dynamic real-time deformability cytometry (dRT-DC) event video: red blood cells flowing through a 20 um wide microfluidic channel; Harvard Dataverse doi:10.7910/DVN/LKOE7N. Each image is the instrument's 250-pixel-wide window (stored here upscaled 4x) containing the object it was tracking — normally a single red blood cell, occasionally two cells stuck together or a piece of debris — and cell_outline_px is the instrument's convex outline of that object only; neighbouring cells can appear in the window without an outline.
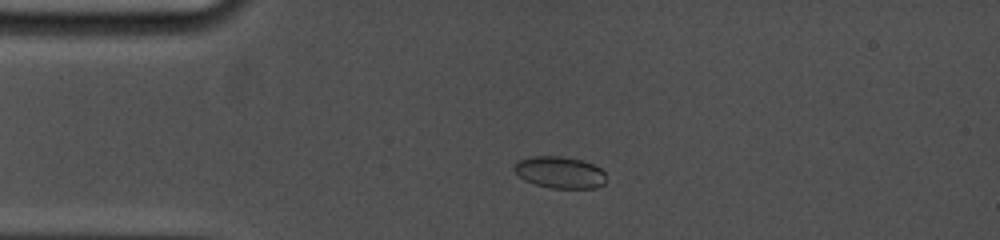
{"species": "common noctule bat (a hibernating species)", "species_latin": "Nyctalus noctula", "temperature_condition": "cold", "stored_images_in_passage": 2, "camera_frame_rate_fps": 5000, "um_per_image_px": 0.085, "animal": {"sex": "female", "body_mass_g": 19.0, "forearm_length_mm": 53.3}, "frame": {"image": 1, "passage_image": 1, "time_ms": 0.0, "image_size_px": [1000, 240], "cell_outline_px": [[604, 184], [596, 188], [552, 188], [536, 184], [524, 180], [512, 168], [512, 164], [516, 160], [532, 156], [560, 156], [580, 160], [592, 164], [600, 168], [604, 172]], "centroid_in_image_um": [47.53, 14.64], "position_along_channel_um": 37.5, "area_um2": 16.99}}